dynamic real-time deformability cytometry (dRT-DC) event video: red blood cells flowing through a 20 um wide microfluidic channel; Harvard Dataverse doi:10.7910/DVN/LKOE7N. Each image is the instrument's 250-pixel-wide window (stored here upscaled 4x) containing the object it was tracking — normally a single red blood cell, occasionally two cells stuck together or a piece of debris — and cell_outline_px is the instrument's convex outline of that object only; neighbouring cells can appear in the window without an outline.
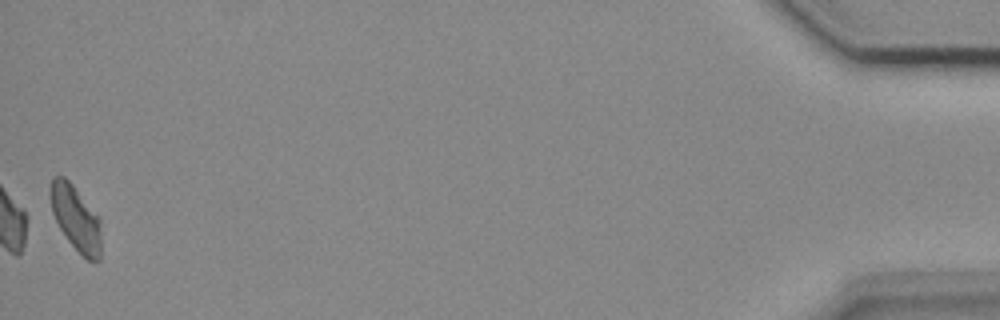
{"species": "common noctule bat (a hibernating species)", "species_latin": "Nyctalus noctula", "temperature_condition": "cold", "stored_images_in_passage": 43, "camera_frame_rate_fps": 3000, "um_per_image_px": 0.085, "animal": {"sex": "female", "body_mass_g": 18.4}, "frame": {"image": 1, "passage_image": 43, "time_ms": 14.0, "image_size_px": [1000, 320], "cell_outline_px": [[100, 260], [88, 260], [68, 240], [60, 228], [52, 212], [48, 192], [52, 180], [56, 176], [64, 176], [72, 184], [100, 216]], "centroid_in_image_um": [6.44, 18.5], "position_along_channel_um": 428.8, "area_um2": 19.19}}